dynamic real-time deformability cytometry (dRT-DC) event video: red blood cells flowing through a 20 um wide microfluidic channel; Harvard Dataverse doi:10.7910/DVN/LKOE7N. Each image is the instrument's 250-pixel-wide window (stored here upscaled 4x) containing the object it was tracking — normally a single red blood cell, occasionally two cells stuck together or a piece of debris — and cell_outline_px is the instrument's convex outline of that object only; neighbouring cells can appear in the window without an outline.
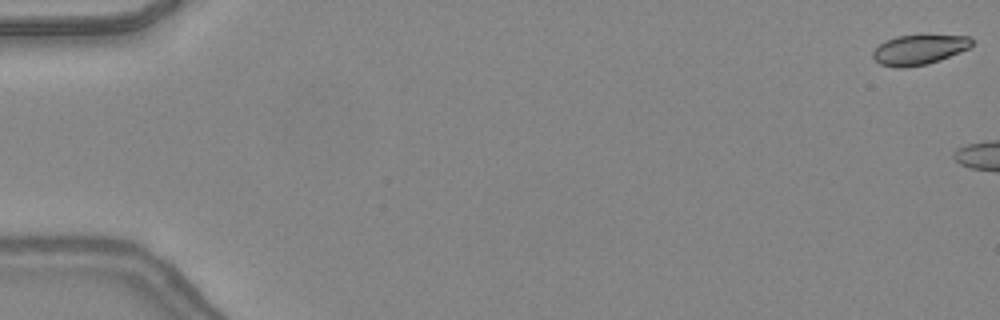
{"species": "common noctule bat (a hibernating species)", "species_latin": "Nyctalus noctula", "temperature_condition": "warm", "stored_images_in_passage": 5, "camera_frame_rate_fps": 3000, "um_per_image_px": 0.085, "animal": {"sex": "female", "body_mass_g": 24.6, "forearm_length_mm": 56.2}, "frame": {"image": 1, "passage_image": 1, "time_ms": 0.0, "image_size_px": [1000, 320], "cell_outline_px": [[972, 44], [968, 48], [960, 52], [940, 60], [928, 64], [904, 68], [896, 68], [880, 64], [872, 56], [872, 52], [880, 44], [896, 36], [968, 36], [972, 40]], "centroid_in_image_um": [78.1, 4.25], "position_along_channel_um": 6.9, "area_um2": 16.94}}